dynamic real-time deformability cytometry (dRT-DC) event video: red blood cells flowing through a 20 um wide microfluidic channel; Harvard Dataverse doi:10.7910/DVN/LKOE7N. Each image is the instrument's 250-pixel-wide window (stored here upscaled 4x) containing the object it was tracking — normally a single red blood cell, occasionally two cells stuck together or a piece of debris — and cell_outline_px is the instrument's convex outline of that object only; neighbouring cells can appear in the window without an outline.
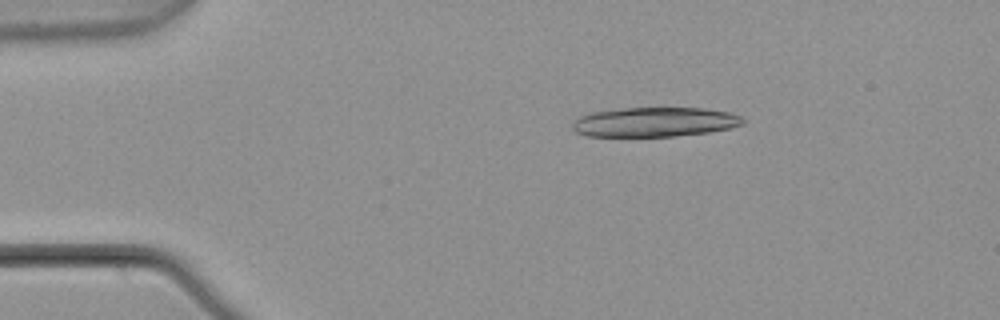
{"species": "common noctule bat (a hibernating species)", "species_latin": "Nyctalus noctula", "temperature_condition": "warm", "stored_images_in_passage": 6, "camera_frame_rate_fps": 3000, "um_per_image_px": 0.085, "animal": {"sex": "male", "body_mass_g": 21.5, "forearm_length_mm": 52.0}, "frame": {"image": 1, "passage_image": 3, "time_ms": 0.667, "image_size_px": [1000, 320], "cell_outline_px": [[748, 120], [744, 124], [732, 128], [708, 132], [676, 136], [584, 136], [576, 132], [572, 128], [572, 124], [580, 116], [592, 112], [624, 108], [704, 108], [728, 112], [740, 116]], "centroid_in_image_um": [55.68, 10.37], "position_along_channel_um": 29.3, "area_um2": 29.42}}